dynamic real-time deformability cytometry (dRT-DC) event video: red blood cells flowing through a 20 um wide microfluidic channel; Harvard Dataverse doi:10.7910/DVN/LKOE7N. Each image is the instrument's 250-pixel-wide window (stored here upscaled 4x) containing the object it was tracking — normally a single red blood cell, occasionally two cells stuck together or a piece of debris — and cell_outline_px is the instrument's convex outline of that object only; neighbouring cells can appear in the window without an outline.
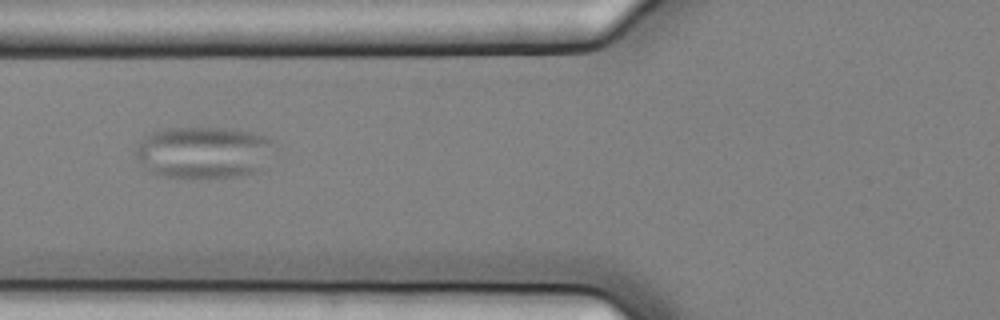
{"species": "common noctule bat (a hibernating species)", "species_latin": "Nyctalus noctula", "temperature_condition": "cold", "stored_images_in_passage": 5, "camera_frame_rate_fps": 3000, "um_per_image_px": 0.085, "animal": {"sex": "female", "body_mass_g": 25.1}, "frame": {"image": 1, "passage_image": 4, "time_ms": 1.0, "image_size_px": [1000, 320], "cell_outline_px": [[276, 140], [256, 172], [236, 176], [164, 176], [152, 172], [144, 168], [136, 156], [136, 148], [144, 136], [152, 132], [168, 128], [240, 128], [268, 136]], "centroid_in_image_um": [17.29, 12.9], "position_along_channel_um": 108.5, "area_um2": 41.27}}